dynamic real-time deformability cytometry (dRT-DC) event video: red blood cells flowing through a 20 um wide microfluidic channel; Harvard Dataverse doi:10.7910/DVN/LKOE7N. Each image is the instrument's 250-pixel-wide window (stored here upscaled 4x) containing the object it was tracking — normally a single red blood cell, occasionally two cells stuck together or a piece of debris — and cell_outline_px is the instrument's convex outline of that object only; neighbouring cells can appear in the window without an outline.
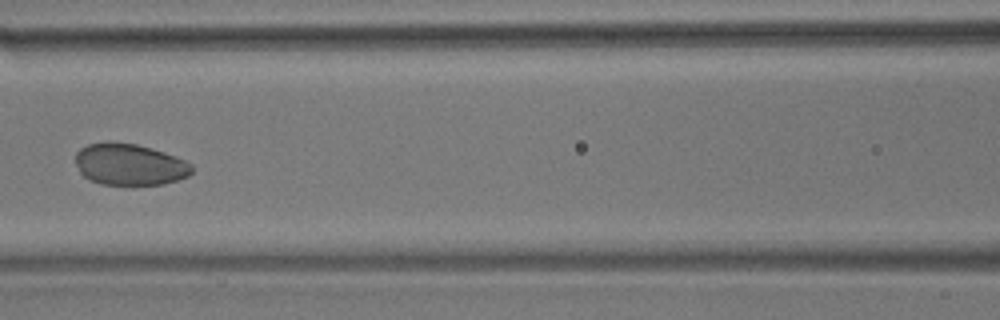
{"species": "common noctule bat (a hibernating species)", "species_latin": "Nyctalus noctula", "temperature_condition": "room temperature", "stored_images_in_passage": 9, "camera_frame_rate_fps": 3000, "um_per_image_px": 0.085, "animal": {"sex": "male", "body_mass_g": 17.9}, "frame": {"image": 1, "passage_image": 7, "time_ms": 7.0, "image_size_px": [1000, 320], "cell_outline_px": [[192, 172], [188, 176], [164, 184], [100, 184], [88, 180], [80, 172], [76, 164], [76, 152], [80, 148], [88, 144], [112, 140], [136, 144], [164, 152], [176, 156], [192, 164]], "centroid_in_image_um": [10.99, 13.96], "position_along_channel_um": 155.6, "area_um2": 28.32}}
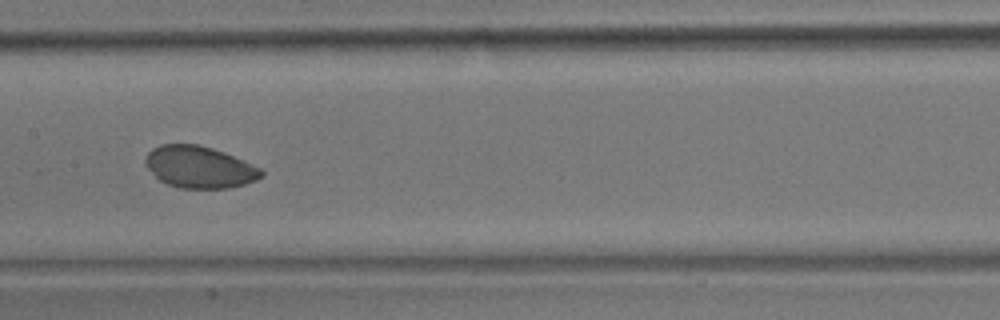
{"frame": {"image": 2, "passage_image": 8, "time_ms": 8.0, "image_size_px": [1000, 320], "cell_outline_px": [[264, 176], [256, 180], [244, 184], [228, 188], [180, 188], [168, 184], [160, 180], [144, 164], [144, 160], [148, 152], [152, 148], [160, 144], [196, 144], [212, 148], [224, 152], [260, 168], [264, 172]], "centroid_in_image_um": [16.94, 14.2], "position_along_channel_um": 190.5, "area_um2": 28.15}}